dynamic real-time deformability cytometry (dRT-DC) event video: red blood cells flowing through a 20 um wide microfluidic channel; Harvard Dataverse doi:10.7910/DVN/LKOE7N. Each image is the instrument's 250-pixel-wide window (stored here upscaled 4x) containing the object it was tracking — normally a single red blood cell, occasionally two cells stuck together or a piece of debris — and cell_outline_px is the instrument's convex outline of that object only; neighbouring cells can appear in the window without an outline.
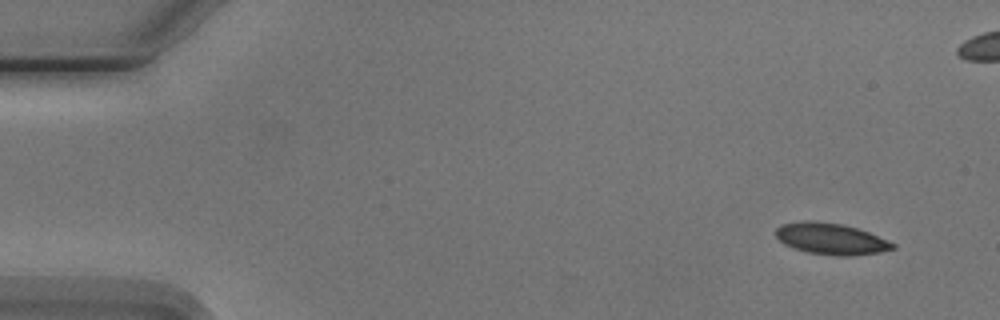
{"species": "Egyptian fruit bat (a non-hibernating species)", "species_latin": "Rousettus aegyptiacus", "temperature_condition": "cold", "stored_images_in_passage": 5, "camera_frame_rate_fps": 3000, "um_per_image_px": 0.085, "animal": {"sex": "male"}, "frame": {"image": 1, "passage_image": 1, "time_ms": 0.0, "image_size_px": [1000, 320], "cell_outline_px": [[896, 248], [880, 252], [852, 256], [836, 256], [808, 252], [784, 244], [776, 236], [776, 228], [780, 224], [800, 220], [816, 220], [840, 224], [856, 228], [868, 232], [888, 240], [896, 244]], "centroid_in_image_um": [70.63, 20.29], "position_along_channel_um": 14.4, "area_um2": 21.44}}